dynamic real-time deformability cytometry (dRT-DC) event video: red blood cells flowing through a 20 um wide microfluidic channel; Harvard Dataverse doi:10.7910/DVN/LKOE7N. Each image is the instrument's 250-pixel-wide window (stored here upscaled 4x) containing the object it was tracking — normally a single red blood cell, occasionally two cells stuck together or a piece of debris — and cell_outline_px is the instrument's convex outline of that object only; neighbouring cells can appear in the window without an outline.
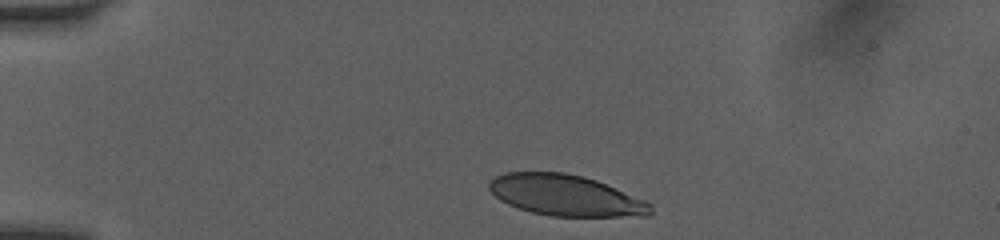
{"species": "human", "species_latin": "Homo sapiens", "temperature_condition": "room temperature", "stored_images_in_passage": 8, "camera_frame_rate_fps": 3000, "um_per_image_px": 0.085, "donor": {"sex": "female"}, "frame": {"image": 1, "passage_image": 1, "time_ms": 0.0, "image_size_px": [1000, 240], "cell_outline_px": [[652, 212], [648, 216], [552, 216], [532, 212], [508, 204], [500, 200], [488, 188], [488, 180], [504, 172], [564, 172], [584, 176], [596, 180], [648, 200], [652, 204]], "centroid_in_image_um": [48.11, 16.6], "position_along_channel_um": 36.9, "area_um2": 38.78}}
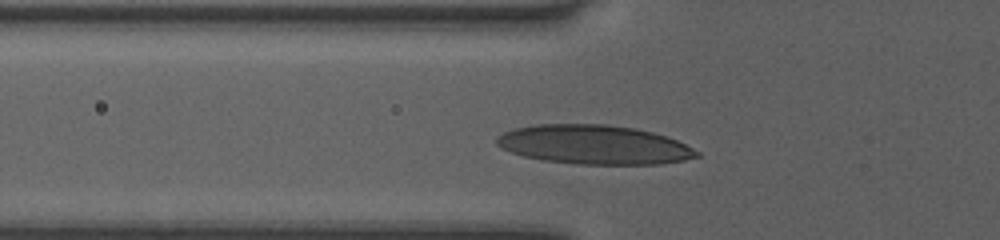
{"frame": {"image": 2, "passage_image": 5, "time_ms": 1.333, "image_size_px": [1000, 240], "cell_outline_px": [[700, 156], [684, 160], [660, 164], [576, 164], [544, 160], [524, 156], [500, 148], [496, 144], [496, 136], [504, 132], [516, 128], [536, 124], [608, 124], [636, 128], [668, 136], [700, 152]], "centroid_in_image_um": [50.49, 12.29], "position_along_channel_um": 75.3, "area_um2": 45.72}}
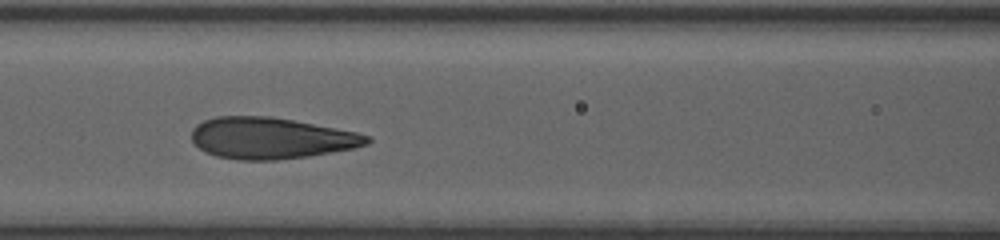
{"frame": {"image": 3, "passage_image": 7, "time_ms": 2.0, "image_size_px": [1000, 240], "cell_outline_px": [[372, 140], [368, 144], [352, 148], [308, 156], [276, 160], [236, 160], [216, 156], [204, 152], [192, 140], [192, 128], [196, 124], [204, 120], [216, 116], [272, 116], [356, 132], [368, 136]], "centroid_in_image_um": [22.98, 11.74], "position_along_channel_um": 143.6, "area_um2": 42.19}}